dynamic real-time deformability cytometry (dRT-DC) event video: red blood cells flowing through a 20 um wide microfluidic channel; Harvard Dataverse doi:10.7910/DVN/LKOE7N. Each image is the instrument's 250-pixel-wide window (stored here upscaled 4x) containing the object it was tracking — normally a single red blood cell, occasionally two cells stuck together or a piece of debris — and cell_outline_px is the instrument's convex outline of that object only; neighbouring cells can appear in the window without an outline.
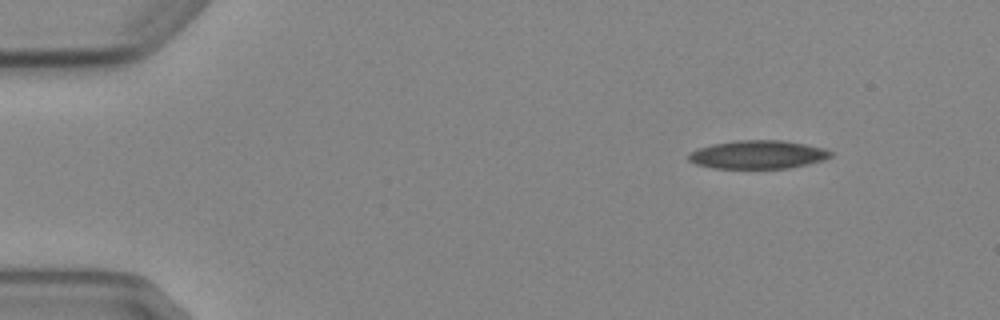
{"species": "Egyptian fruit bat (a non-hibernating species)", "species_latin": "Rousettus aegyptiacus", "temperature_condition": "cold", "stored_images_in_passage": 4, "camera_frame_rate_fps": 3000, "um_per_image_px": 0.085, "animal": {"sex": "female"}, "frame": {"image": 1, "passage_image": 1, "time_ms": 0.0, "image_size_px": [1000, 320], "cell_outline_px": [[832, 156], [824, 160], [808, 164], [788, 168], [716, 168], [696, 164], [688, 160], [688, 152], [712, 144], [736, 140], [780, 140], [804, 144], [824, 148], [832, 152]], "centroid_in_image_um": [64.42, 13.14], "position_along_channel_um": 20.6, "area_um2": 23.41}}
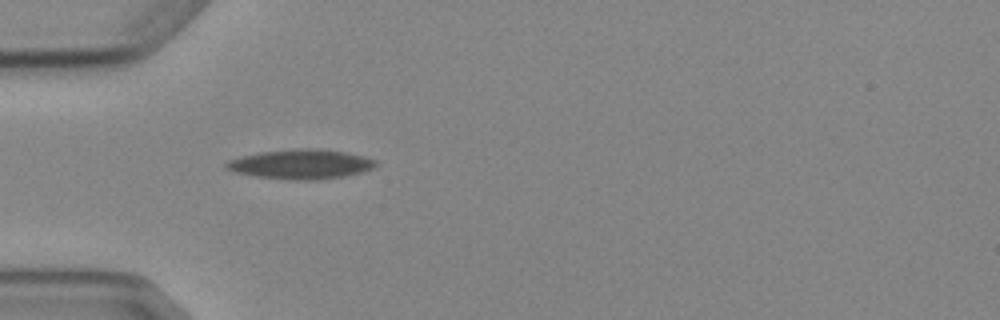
{"frame": {"image": 2, "passage_image": 4, "time_ms": 3.333, "image_size_px": [1000, 320], "cell_outline_px": [[376, 164], [372, 168], [360, 172], [344, 176], [316, 180], [292, 180], [256, 176], [236, 172], [224, 168], [224, 164], [228, 160], [240, 156], [260, 152], [304, 148], [320, 148], [348, 152], [364, 156], [376, 160]], "centroid_in_image_um": [25.56, 13.95], "position_along_channel_um": 59.4, "area_um2": 25.78}}